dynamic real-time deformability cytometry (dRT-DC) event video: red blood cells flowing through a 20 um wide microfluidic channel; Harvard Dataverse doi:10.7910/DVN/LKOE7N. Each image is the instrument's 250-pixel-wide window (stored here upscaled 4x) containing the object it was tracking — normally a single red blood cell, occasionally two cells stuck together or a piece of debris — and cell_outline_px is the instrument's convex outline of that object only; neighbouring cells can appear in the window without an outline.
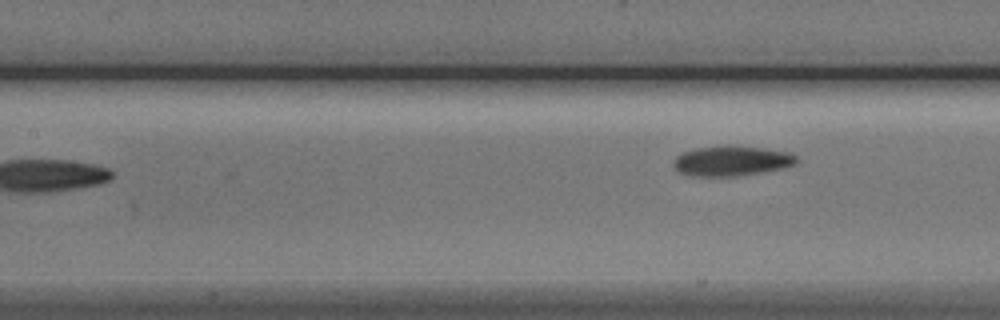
{"species": "Egyptian fruit bat (a non-hibernating species)", "species_latin": "Rousettus aegyptiacus", "temperature_condition": "cold", "stored_images_in_passage": 8, "camera_frame_rate_fps": 3000, "um_per_image_px": 0.085, "animal": {"sex": "male"}, "frame": {"image": 1, "passage_image": 8, "time_ms": 9.333, "image_size_px": [1000, 320], "cell_outline_px": [[800, 160], [796, 164], [784, 168], [764, 172], [736, 176], [692, 176], [680, 172], [672, 164], [672, 160], [676, 156], [684, 152], [696, 148], [724, 144], [732, 144], [764, 148], [792, 152]], "centroid_in_image_um": [62.23, 13.65], "position_along_channel_um": 145.2, "area_um2": 22.14}}